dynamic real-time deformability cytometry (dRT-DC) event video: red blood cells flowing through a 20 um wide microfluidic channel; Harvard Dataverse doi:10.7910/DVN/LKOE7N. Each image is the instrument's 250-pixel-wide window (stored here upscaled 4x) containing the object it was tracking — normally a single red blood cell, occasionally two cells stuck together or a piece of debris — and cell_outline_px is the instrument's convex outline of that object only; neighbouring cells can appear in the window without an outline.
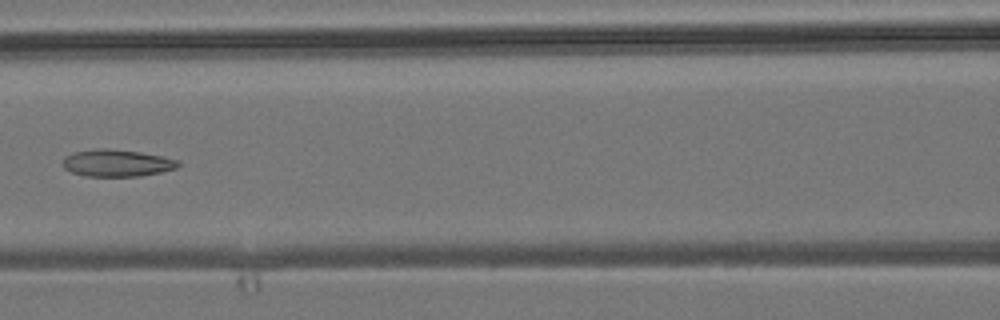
{"species": "common noctule bat (a hibernating species)", "species_latin": "Nyctalus noctula", "temperature_condition": "room temperature", "stored_images_in_passage": 7, "camera_frame_rate_fps": 3000, "um_per_image_px": 0.085, "animal": {"sex": "male", "body_mass_g": 19.2, "forearm_length_mm": 51.8}, "frame": {"image": 1, "passage_image": 6, "time_ms": 5.667, "image_size_px": [1000, 320], "cell_outline_px": [[180, 164], [176, 168], [160, 172], [140, 176], [88, 176], [72, 172], [64, 168], [64, 156], [76, 152], [96, 148], [104, 148], [140, 152], [164, 156], [180, 160]], "centroid_in_image_um": [9.98, 13.85], "position_along_channel_um": 156.6, "area_um2": 18.09}}
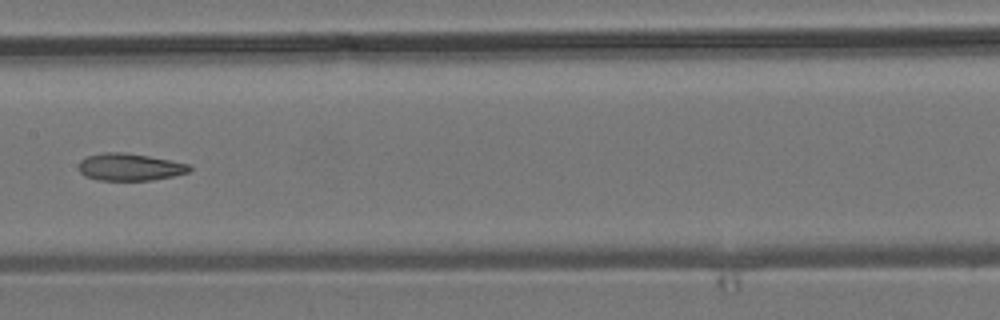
{"frame": {"image": 2, "passage_image": 7, "time_ms": 6.667, "image_size_px": [1000, 320], "cell_outline_px": [[192, 168], [188, 172], [172, 176], [152, 180], [96, 180], [84, 176], [80, 172], [80, 160], [88, 156], [104, 152], [124, 152], [148, 156], [192, 164]], "centroid_in_image_um": [11.04, 14.2], "position_along_channel_um": 196.4, "area_um2": 17.57}}